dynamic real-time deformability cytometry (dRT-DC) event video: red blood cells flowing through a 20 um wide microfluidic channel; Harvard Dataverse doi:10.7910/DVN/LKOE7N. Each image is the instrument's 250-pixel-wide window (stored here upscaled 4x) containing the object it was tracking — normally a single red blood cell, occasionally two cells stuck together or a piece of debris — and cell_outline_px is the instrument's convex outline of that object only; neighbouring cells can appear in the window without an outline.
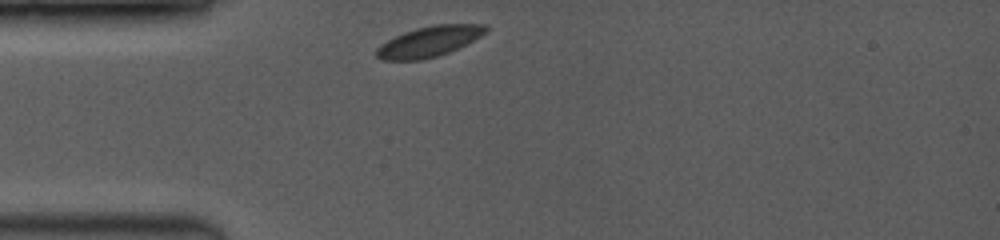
{"species": "common noctule bat (a hibernating species)", "species_latin": "Nyctalus noctula", "temperature_condition": "room temperature", "stored_images_in_passage": 21, "camera_frame_rate_fps": 3500, "um_per_image_px": 0.085, "animal": {"sex": "female", "body_mass_g": 19.0, "forearm_length_mm": 53.3}, "frame": {"image": 1, "passage_image": 1, "time_ms": 0.0, "image_size_px": [1000, 240], "cell_outline_px": [[488, 32], [448, 52], [436, 56], [420, 60], [384, 60], [376, 56], [376, 48], [380, 44], [404, 32], [416, 28], [436, 24], [484, 24], [488, 28]], "centroid_in_image_um": [36.46, 3.52], "position_along_channel_um": 48.5, "area_um2": 19.13}}
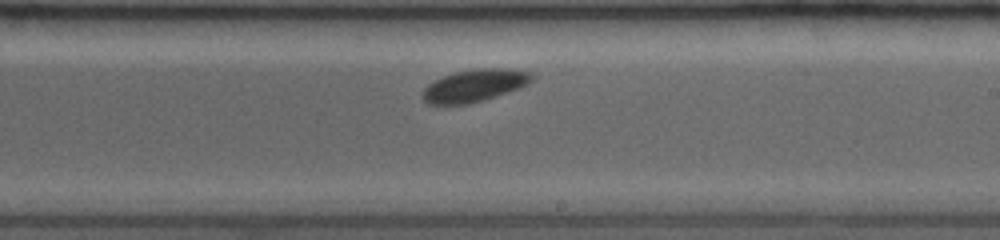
{"frame": {"image": 2, "passage_image": 12, "time_ms": 5.429, "image_size_px": [1000, 240], "cell_outline_px": [[532, 80], [528, 84], [520, 88], [484, 100], [468, 104], [428, 104], [420, 96], [420, 92], [428, 84], [444, 76], [456, 72], [476, 68], [504, 68], [532, 72]], "centroid_in_image_um": [40.32, 7.27], "position_along_channel_um": 248.7, "area_um2": 20.63}}
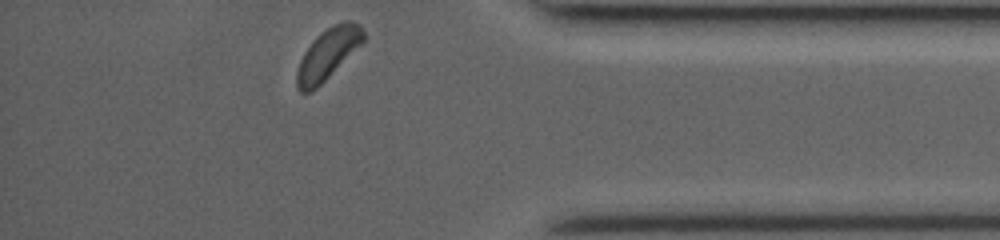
{"frame": {"image": 3, "passage_image": 21, "time_ms": 9.714, "image_size_px": [1000, 240], "cell_outline_px": [[364, 40], [316, 88], [308, 92], [300, 92], [296, 88], [296, 72], [300, 60], [304, 52], [312, 40], [320, 32], [344, 20], [348, 20], [360, 24], [364, 32]], "centroid_in_image_um": [27.82, 4.57], "position_along_channel_um": 407.4, "area_um2": 19.25}}